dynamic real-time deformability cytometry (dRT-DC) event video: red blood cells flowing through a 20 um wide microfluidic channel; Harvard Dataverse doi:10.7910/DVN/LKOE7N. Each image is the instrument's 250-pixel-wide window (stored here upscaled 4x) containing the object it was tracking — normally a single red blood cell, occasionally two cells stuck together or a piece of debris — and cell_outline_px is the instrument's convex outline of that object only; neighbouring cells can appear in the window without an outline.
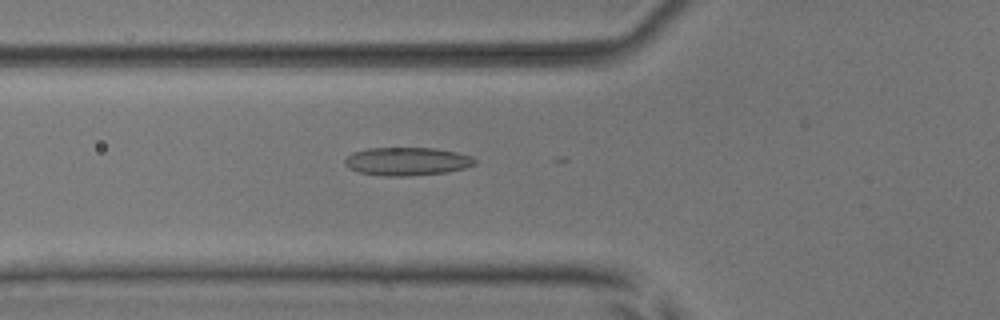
{"species": "common noctule bat (a hibernating species)", "species_latin": "Nyctalus noctula", "temperature_condition": "room temperature", "stored_images_in_passage": 21, "camera_frame_rate_fps": 3000, "um_per_image_px": 0.085, "animal": {"sex": "male", "body_mass_g": 17.9, "forearm_length_mm": 54.2}, "frame": {"image": 1, "passage_image": 20, "time_ms": 6.333, "image_size_px": [1000, 320], "cell_outline_px": [[476, 164], [464, 168], [448, 172], [408, 176], [384, 176], [360, 172], [348, 168], [344, 164], [344, 160], [352, 152], [368, 148], [436, 148], [456, 152], [472, 156], [476, 160]], "centroid_in_image_um": [34.6, 13.71], "position_along_channel_um": 91.2, "area_um2": 21.44}}